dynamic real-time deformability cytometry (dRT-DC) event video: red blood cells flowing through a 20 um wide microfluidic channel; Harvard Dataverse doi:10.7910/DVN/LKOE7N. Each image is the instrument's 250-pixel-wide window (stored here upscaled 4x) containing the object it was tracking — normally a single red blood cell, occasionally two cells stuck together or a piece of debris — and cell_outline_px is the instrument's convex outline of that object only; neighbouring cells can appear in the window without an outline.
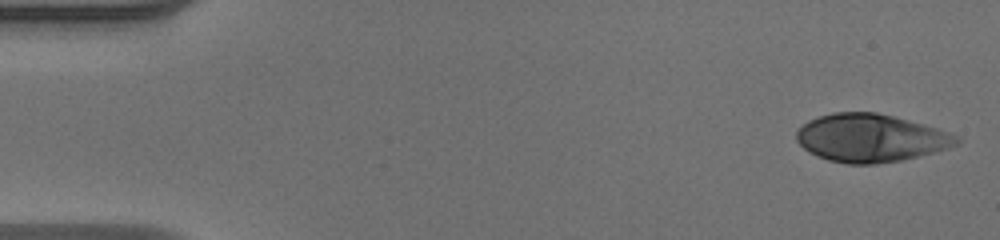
{"species": "human", "species_latin": "Homo sapiens", "temperature_condition": "warm", "stored_images_in_passage": 48, "camera_frame_rate_fps": 3000, "um_per_image_px": 0.085, "donor": {"sex": "male"}, "frame": {"image": 1, "passage_image": 1, "time_ms": 0.0, "image_size_px": [1000, 240], "cell_outline_px": [[960, 144], [948, 148], [900, 160], [876, 164], [848, 164], [828, 160], [816, 156], [808, 152], [796, 140], [796, 132], [808, 120], [832, 112], [876, 112], [924, 124], [948, 132], [956, 136], [960, 140]], "centroid_in_image_um": [73.97, 11.73], "position_along_channel_um": 11.0, "area_um2": 44.51}}
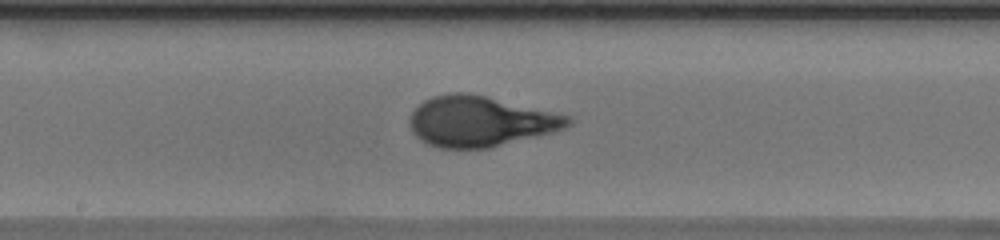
{"frame": {"image": 2, "passage_image": 25, "time_ms": 8.0, "image_size_px": [1000, 240], "cell_outline_px": [[572, 124], [564, 128], [552, 132], [488, 148], [440, 148], [428, 144], [420, 140], [412, 132], [408, 124], [408, 120], [412, 112], [424, 100], [432, 96], [456, 92], [468, 92], [568, 116], [572, 120]], "centroid_in_image_um": [40.75, 10.32], "position_along_channel_um": 207.5, "area_um2": 46.01}}
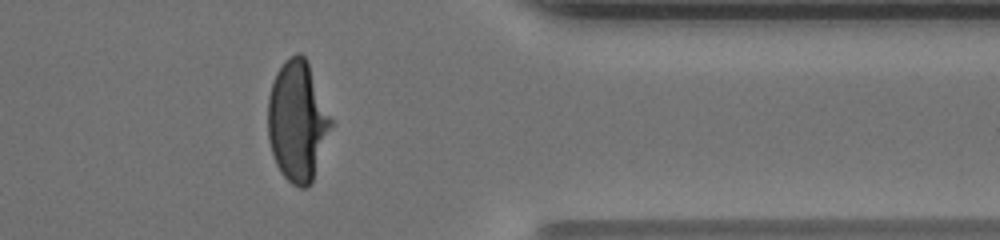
{"frame": {"image": 3, "passage_image": 39, "time_ms": 12.667, "image_size_px": [1000, 240], "cell_outline_px": [[332, 124], [312, 180], [304, 188], [300, 188], [292, 184], [280, 172], [276, 164], [272, 152], [268, 136], [268, 96], [272, 80], [276, 72], [284, 60], [288, 56], [296, 52], [300, 52], [308, 60], [332, 120]], "centroid_in_image_um": [25.26, 10.23], "position_along_channel_um": 386.1, "area_um2": 44.1}, "authors_computed_cell_mechanics": {"area_um2": 44.5349, "velocity_mm_per_s": 4.1449, "shape_relaxation_time_tau1_ms": 6.3287, "shape_relaxation_time_tau2_ms": null, "deformation_change_tau1": 0.3018, "deformation_change_tau2": null}}